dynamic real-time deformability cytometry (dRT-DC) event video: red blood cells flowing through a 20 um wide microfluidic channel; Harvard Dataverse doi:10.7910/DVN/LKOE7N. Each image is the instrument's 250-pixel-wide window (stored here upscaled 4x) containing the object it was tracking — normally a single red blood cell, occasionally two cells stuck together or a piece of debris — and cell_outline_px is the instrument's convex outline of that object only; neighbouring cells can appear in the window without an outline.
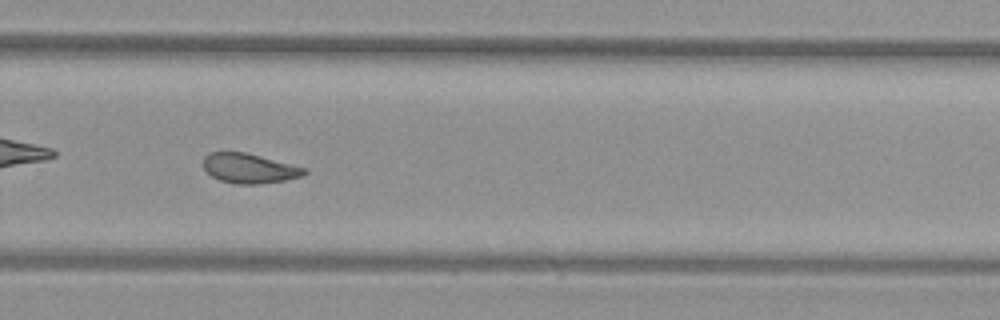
{"species": "common noctule bat (a hibernating species)", "species_latin": "Nyctalus noctula", "temperature_condition": "warm", "stored_images_in_passage": 38, "camera_frame_rate_fps": 3000, "um_per_image_px": 0.085, "animal": {"sex": "female", "body_mass_g": 29.2, "forearm_length_mm": 56.3}, "frame": {"image": 1, "passage_image": 22, "time_ms": 7.0, "image_size_px": [1000, 320], "cell_outline_px": [[308, 172], [304, 176], [284, 180], [260, 184], [236, 184], [220, 180], [212, 176], [204, 168], [204, 156], [208, 152], [244, 152], [308, 168]], "centroid_in_image_um": [21.22, 14.31], "position_along_channel_um": 308.6, "area_um2": 17.51}, "authors_computed_cell_mechanics": {"area_um2": 18.496, "velocity_mm_per_s": 4.0067, "shape_relaxation_time_tau1_ms": null, "shape_relaxation_time_tau2_ms": 3.0134, "deformation_change_tau1": null, "deformation_change_tau2": 0.1007}}